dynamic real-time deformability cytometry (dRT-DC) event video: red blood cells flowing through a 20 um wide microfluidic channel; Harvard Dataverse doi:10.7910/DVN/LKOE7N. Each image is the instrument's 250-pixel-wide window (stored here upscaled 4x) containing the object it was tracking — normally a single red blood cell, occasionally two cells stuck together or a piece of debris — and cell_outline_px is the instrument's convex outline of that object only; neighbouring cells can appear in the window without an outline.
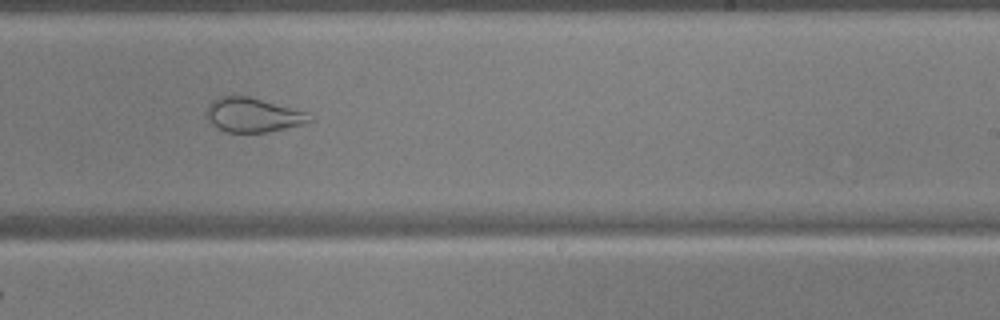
{"species": "common noctule bat (a hibernating species)", "species_latin": "Nyctalus noctula", "temperature_condition": "warm", "stored_images_in_passage": 54, "camera_frame_rate_fps": 3000, "um_per_image_px": 0.085, "animal": {"sex": "male", "body_mass_g": 17.9, "forearm_length_mm": 54.2}, "frame": {"image": 1, "passage_image": 34, "time_ms": 11.0, "image_size_px": [1000, 320], "cell_outline_px": [[312, 120], [300, 124], [268, 132], [228, 132], [216, 128], [208, 120], [204, 112], [208, 104], [216, 96], [232, 92], [248, 96], [308, 112]], "centroid_in_image_um": [21.38, 9.72], "position_along_channel_um": 267.6, "area_um2": 21.04}}
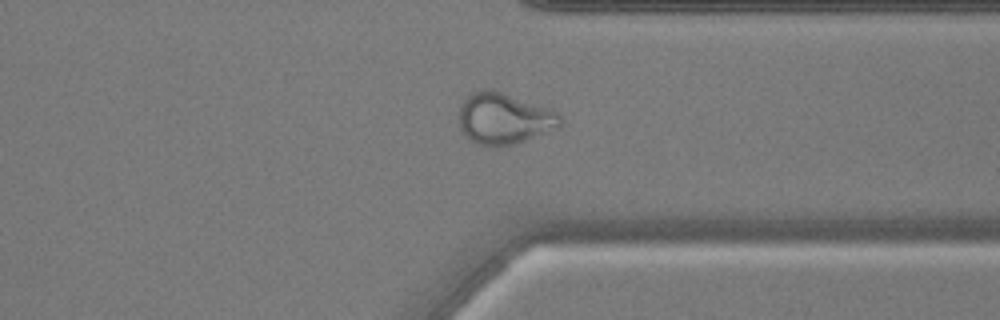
{"frame": {"image": 2, "passage_image": 42, "time_ms": 13.667, "image_size_px": [1000, 320], "cell_outline_px": [[564, 120], [560, 128], [516, 144], [476, 144], [468, 140], [464, 136], [460, 128], [460, 104], [464, 96], [480, 88], [492, 88], [552, 108]], "centroid_in_image_um": [42.87, 10.03], "position_along_channel_um": 368.5, "area_um2": 30.92}}
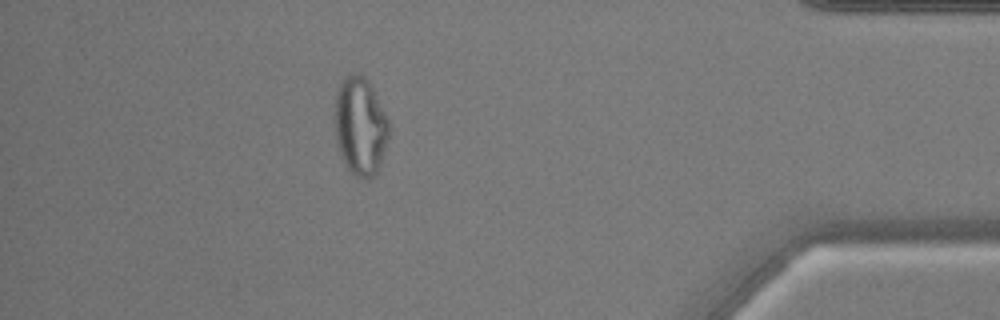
{"frame": {"image": 3, "passage_image": 48, "time_ms": 15.667, "image_size_px": [1000, 320], "cell_outline_px": [[388, 136], [376, 172], [368, 180], [364, 180], [356, 176], [344, 164], [340, 156], [336, 144], [332, 124], [332, 116], [336, 92], [340, 80], [348, 72], [360, 72], [368, 80], [388, 120]], "centroid_in_image_um": [30.52, 10.66], "position_along_channel_um": 404.7, "area_um2": 31.62}}